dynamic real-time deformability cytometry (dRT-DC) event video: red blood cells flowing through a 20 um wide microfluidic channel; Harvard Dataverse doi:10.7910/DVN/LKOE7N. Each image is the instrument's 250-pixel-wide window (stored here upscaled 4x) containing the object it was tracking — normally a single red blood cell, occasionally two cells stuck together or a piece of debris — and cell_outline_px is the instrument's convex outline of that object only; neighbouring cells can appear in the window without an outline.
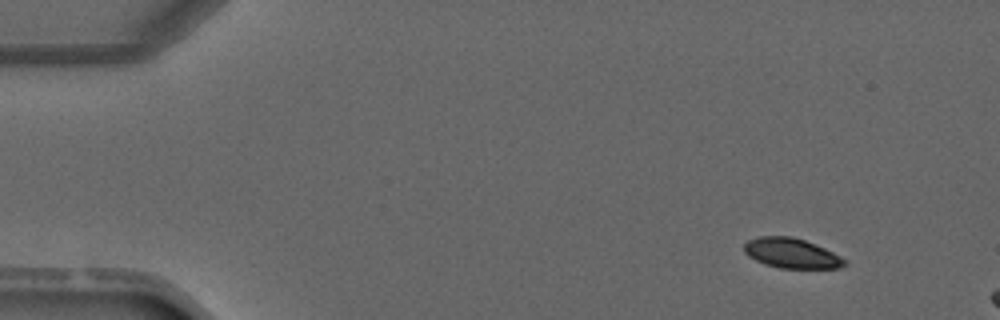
{"species": "common noctule bat (a hibernating species)", "species_latin": "Nyctalus noctula", "temperature_condition": "warm", "stored_images_in_passage": 2, "segment_of_instrument_passage": [2, 2], "camera_frame_rate_fps": 3000, "um_per_image_px": 0.085, "animal": {"sex": "male", "forearm_length_mm": 52.5}, "frame": {"image": 1, "passage_image": 2, "time_ms": 2.333, "image_size_px": [1000, 320], "cell_outline_px": [[848, 264], [840, 268], [780, 268], [764, 264], [748, 256], [744, 252], [744, 244], [748, 240], [756, 236], [792, 236], [804, 240], [824, 248], [848, 260]], "centroid_in_image_um": [67.28, 21.52], "position_along_channel_um": 17.7, "area_um2": 17.63}}